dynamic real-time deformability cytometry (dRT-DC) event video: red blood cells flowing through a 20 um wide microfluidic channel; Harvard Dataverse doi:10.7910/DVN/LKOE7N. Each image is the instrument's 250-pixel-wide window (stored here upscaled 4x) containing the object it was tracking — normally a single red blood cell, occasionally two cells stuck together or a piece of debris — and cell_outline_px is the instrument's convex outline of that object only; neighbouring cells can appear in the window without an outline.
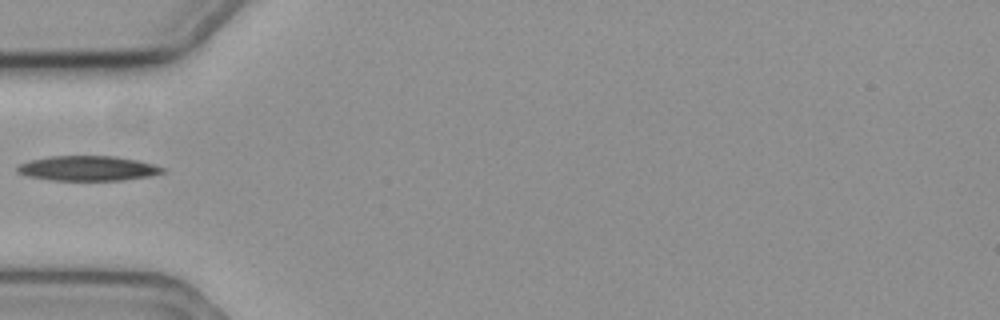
{"species": "common noctule bat (a hibernating species)", "species_latin": "Nyctalus noctula", "temperature_condition": "cold", "stored_images_in_passage": 39, "camera_frame_rate_fps": 3000, "um_per_image_px": 0.085, "animal": {"sex": "female", "body_mass_g": 19.3, "forearm_length_mm": 54.1}, "frame": {"image": 1, "passage_image": 1, "time_ms": 0.0, "image_size_px": [1000, 320], "cell_outline_px": [[168, 172], [152, 176], [124, 180], [52, 180], [28, 176], [16, 172], [16, 168], [20, 164], [28, 160], [48, 156], [116, 156], [136, 160], [152, 164], [164, 168]], "centroid_in_image_um": [7.48, 14.31], "position_along_channel_um": 77.5, "area_um2": 21.21}}
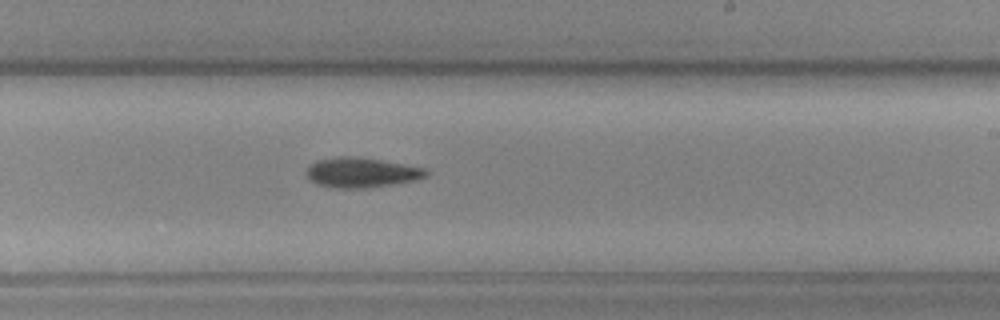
{"frame": {"image": 2, "passage_image": 16, "time_ms": 5.0, "image_size_px": [1000, 320], "cell_outline_px": [[428, 176], [416, 180], [392, 184], [364, 188], [328, 188], [316, 184], [308, 180], [304, 176], [308, 168], [312, 164], [320, 160], [340, 156], [348, 156], [380, 160], [424, 168], [428, 172]], "centroid_in_image_um": [30.68, 14.69], "position_along_channel_um": 258.3, "area_um2": 20.75}}
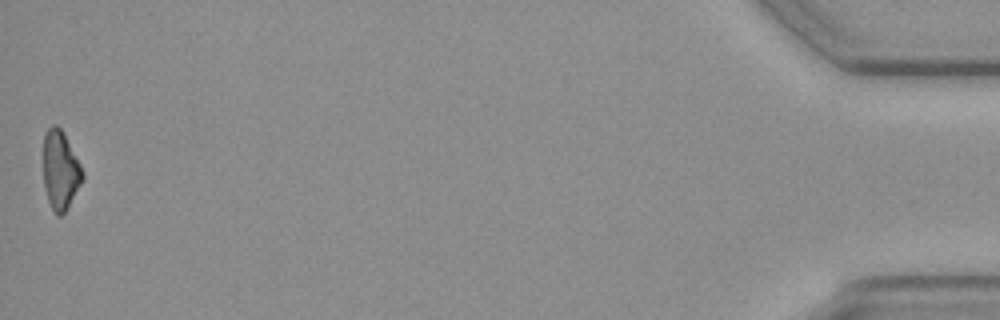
{"frame": {"image": 3, "passage_image": 39, "time_ms": 12.667, "image_size_px": [1000, 320], "cell_outline_px": [[84, 180], [68, 208], [60, 216], [56, 216], [48, 200], [44, 184], [44, 132], [52, 124], [56, 124], [60, 128], [80, 164], [84, 172]], "centroid_in_image_um": [5.14, 14.49], "position_along_channel_um": 430.1, "area_um2": 17.92}}